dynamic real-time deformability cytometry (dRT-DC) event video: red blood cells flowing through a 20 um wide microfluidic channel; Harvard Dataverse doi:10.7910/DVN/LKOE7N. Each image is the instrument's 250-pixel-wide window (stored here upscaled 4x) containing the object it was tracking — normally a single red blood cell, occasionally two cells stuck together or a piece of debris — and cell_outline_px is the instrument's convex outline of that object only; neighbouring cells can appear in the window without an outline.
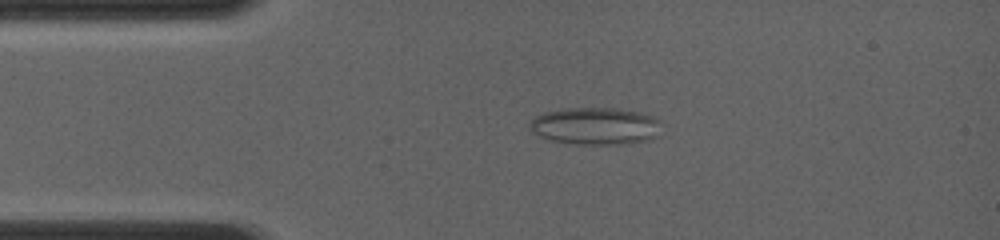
{"species": "common noctule bat (a hibernating species)", "species_latin": "Nyctalus noctula", "temperature_condition": "room temperature", "stored_images_in_passage": 40, "camera_frame_rate_fps": 4000, "um_per_image_px": 0.085, "animal": {"sex": "female", "body_mass_g": 19.0, "forearm_length_mm": 56.7}, "frame": {"image": 1, "passage_image": 2, "time_ms": 0.25, "image_size_px": [1000, 240], "cell_outline_px": [[664, 124], [660, 136], [628, 144], [572, 144], [548, 140], [532, 132], [528, 128], [528, 124], [536, 116], [544, 112], [568, 108], [612, 108], [636, 112], [652, 116], [660, 120]], "centroid_in_image_um": [50.63, 10.73], "position_along_channel_um": 34.4, "area_um2": 28.96}}
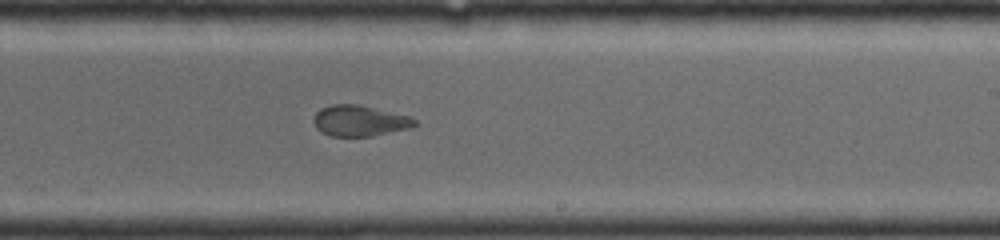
{"frame": {"image": 2, "passage_image": 24, "time_ms": 6.0, "image_size_px": [1000, 240], "cell_outline_px": [[416, 124], [412, 128], [372, 136], [328, 136], [316, 128], [312, 120], [316, 112], [320, 108], [332, 104], [360, 104], [408, 116], [416, 120]], "centroid_in_image_um": [30.54, 10.26], "position_along_channel_um": 258.5, "area_um2": 18.32}}
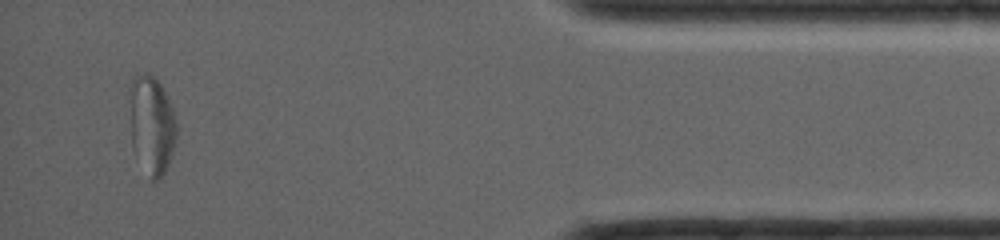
{"frame": {"image": 3, "passage_image": 40, "time_ms": 10.75, "image_size_px": [1000, 240], "cell_outline_px": [[176, 136], [168, 164], [164, 172], [156, 180], [152, 180], [132, 144], [128, 88], [132, 80], [136, 76], [144, 72], [148, 72], [160, 84], [172, 108], [176, 124]], "centroid_in_image_um": [12.87, 10.52], "position_along_channel_um": 422.3, "area_um2": 26.18}}